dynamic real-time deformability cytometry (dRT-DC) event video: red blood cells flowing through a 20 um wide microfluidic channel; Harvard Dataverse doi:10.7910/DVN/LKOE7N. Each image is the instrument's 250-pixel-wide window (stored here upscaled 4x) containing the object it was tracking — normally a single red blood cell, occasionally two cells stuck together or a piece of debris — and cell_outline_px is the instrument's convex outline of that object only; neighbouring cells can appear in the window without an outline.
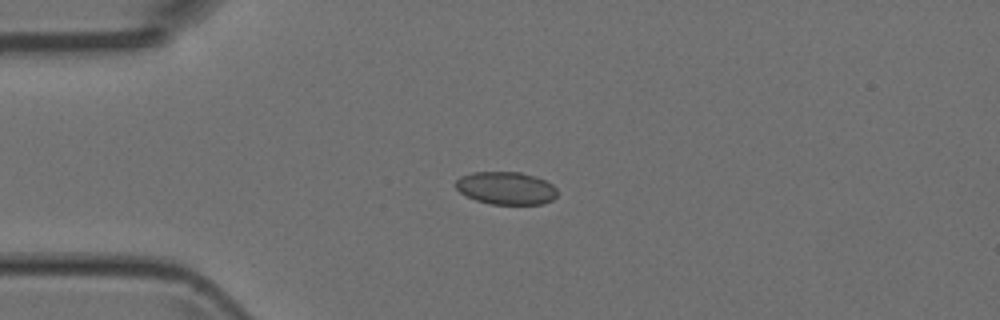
{"species": "Egyptian fruit bat (a non-hibernating species)", "species_latin": "Rousettus aegyptiacus", "temperature_condition": "room temperature", "stored_images_in_passage": 6, "camera_frame_rate_fps": 3000, "um_per_image_px": 0.085, "animal": {"sex": "female"}, "frame": {"image": 1, "passage_image": 4, "time_ms": 3.333, "image_size_px": [1000, 320], "cell_outline_px": [[556, 196], [552, 200], [544, 204], [492, 204], [476, 200], [460, 192], [452, 184], [460, 176], [472, 172], [520, 172], [536, 176], [552, 184], [556, 188]], "centroid_in_image_um": [42.99, 15.98], "position_along_channel_um": 42.0, "area_um2": 19.48}}
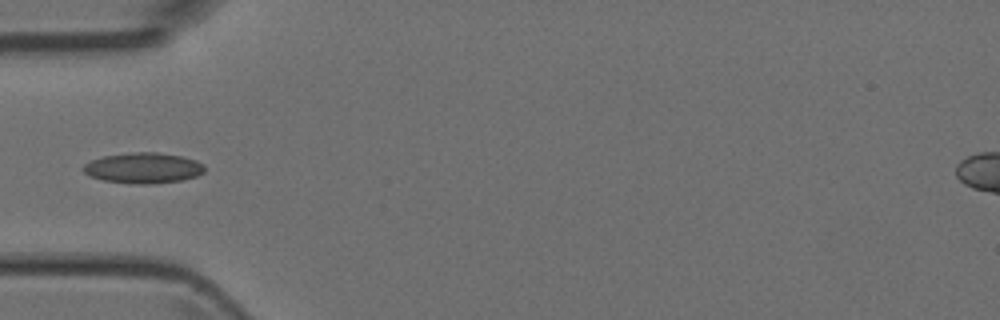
{"frame": {"image": 2, "passage_image": 5, "time_ms": 4.667, "image_size_px": [1000, 320], "cell_outline_px": [[204, 172], [196, 176], [180, 180], [152, 184], [136, 184], [104, 180], [88, 176], [80, 168], [84, 164], [92, 160], [104, 156], [136, 152], [156, 152], [180, 156], [196, 160], [204, 164]], "centroid_in_image_um": [12.16, 14.28], "position_along_channel_um": 72.8, "area_um2": 21.56}}
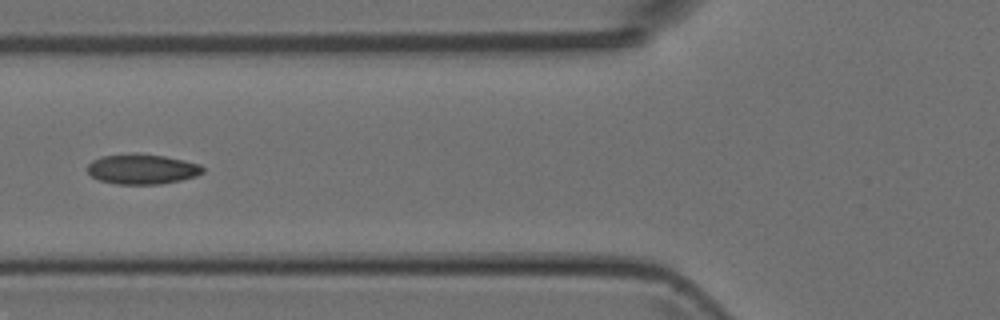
{"frame": {"image": 3, "passage_image": 6, "time_ms": 5.667, "image_size_px": [1000, 320], "cell_outline_px": [[204, 172], [196, 176], [180, 180], [160, 184], [116, 184], [100, 180], [92, 176], [88, 172], [88, 164], [92, 160], [100, 156], [132, 152], [136, 152], [164, 156], [184, 160], [200, 164], [204, 168]], "centroid_in_image_um": [12.07, 14.35], "position_along_channel_um": 113.7, "area_um2": 20.46}}